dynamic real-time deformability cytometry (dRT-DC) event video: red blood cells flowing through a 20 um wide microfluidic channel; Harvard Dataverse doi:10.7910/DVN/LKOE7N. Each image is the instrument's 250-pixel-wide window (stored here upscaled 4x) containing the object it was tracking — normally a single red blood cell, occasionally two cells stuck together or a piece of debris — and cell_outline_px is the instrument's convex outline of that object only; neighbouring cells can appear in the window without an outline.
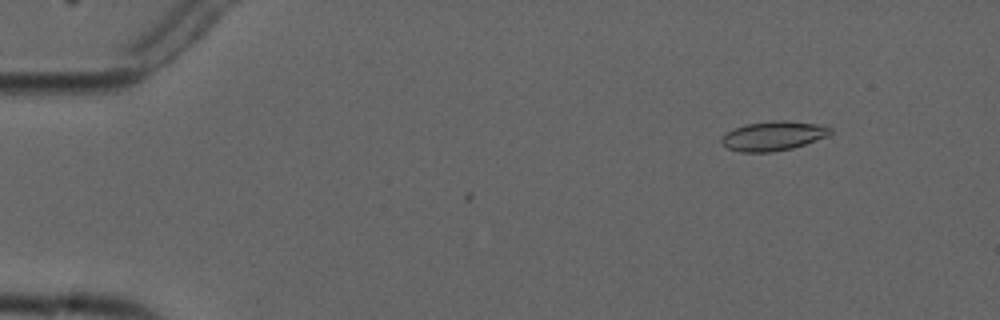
{"species": "common noctule bat (a hibernating species)", "species_latin": "Nyctalus noctula", "temperature_condition": "cold", "stored_images_in_passage": 3, "camera_frame_rate_fps": 3000, "um_per_image_px": 0.085, "animal": {"sex": "male", "forearm_length_mm": 52.5}, "frame": {"image": 1, "passage_image": 2, "time_ms": 1.0, "image_size_px": [1000, 320], "cell_outline_px": [[832, 132], [828, 136], [792, 148], [772, 152], [740, 152], [728, 148], [720, 144], [720, 140], [728, 132], [744, 124], [772, 120], [788, 120], [816, 124], [832, 128]], "centroid_in_image_um": [65.72, 11.55], "position_along_channel_um": 19.3, "area_um2": 18.61}}